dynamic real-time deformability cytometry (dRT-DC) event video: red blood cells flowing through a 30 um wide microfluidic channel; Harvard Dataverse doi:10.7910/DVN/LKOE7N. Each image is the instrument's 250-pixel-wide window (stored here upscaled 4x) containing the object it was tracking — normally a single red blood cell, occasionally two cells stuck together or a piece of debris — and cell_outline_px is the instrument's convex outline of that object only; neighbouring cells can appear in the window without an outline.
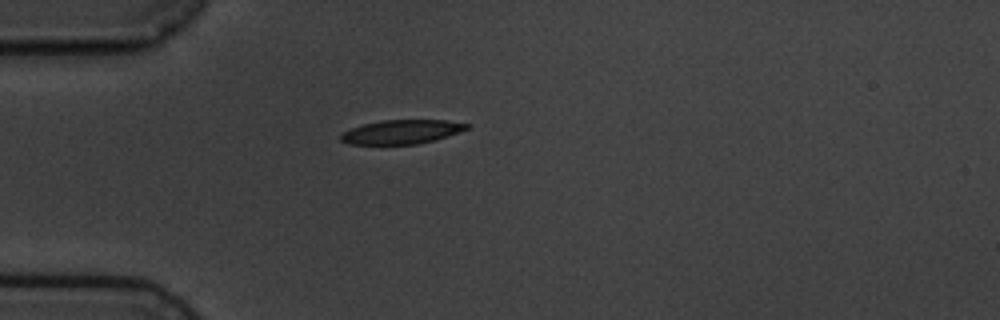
{"species": "common noctule bat (a hibernating species)", "species_latin": "Nyctalus noctula", "temperature_condition": "cold", "stored_images_in_passage": 1, "camera_frame_rate_fps": 3000, "um_per_image_px": 0.085, "animal": {"sex": "male", "body_mass_g": 19.5, "forearm_length_mm": 54.6}, "frame": {"image": 1, "passage_image": 1, "time_ms": 0.0, "image_size_px": [1000, 320], "cell_outline_px": [[472, 128], [448, 136], [416, 144], [348, 144], [340, 140], [340, 132], [364, 124], [380, 120], [444, 120], [472, 124]], "centroid_in_image_um": [34.16, 11.2], "position_along_channel_um": 50.8, "area_um2": 17.74}}